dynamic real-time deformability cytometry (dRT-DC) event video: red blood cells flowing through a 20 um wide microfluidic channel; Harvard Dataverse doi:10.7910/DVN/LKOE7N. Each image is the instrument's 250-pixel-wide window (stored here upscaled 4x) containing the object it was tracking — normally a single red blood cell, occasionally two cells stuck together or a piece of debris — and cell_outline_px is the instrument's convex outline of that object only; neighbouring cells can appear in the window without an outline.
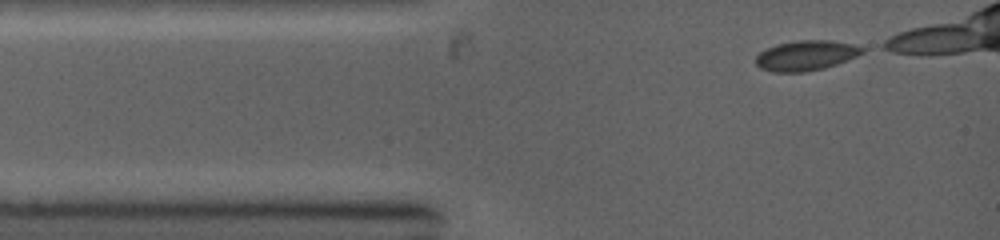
{"species": "common noctule bat (a hibernating species)", "species_latin": "Nyctalus noctula", "temperature_condition": "warm", "stored_images_in_passage": 8, "camera_frame_rate_fps": 5000, "um_per_image_px": 0.085, "animal": {"sex": "female", "body_mass_g": 19.0, "forearm_length_mm": 53.3}, "frame": {"image": 1, "passage_image": 1, "time_ms": 0.0, "image_size_px": [1000, 240], "cell_outline_px": [[864, 52], [856, 56], [836, 64], [824, 68], [804, 72], [772, 72], [760, 68], [756, 64], [756, 56], [760, 52], [776, 44], [796, 40], [832, 40], [852, 44], [864, 48]], "centroid_in_image_um": [68.49, 4.71], "position_along_channel_um": 16.5, "area_um2": 18.61}}
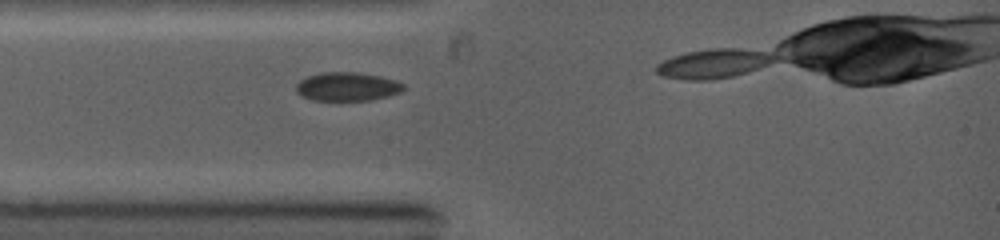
{"frame": {"image": 2, "passage_image": 5, "time_ms": 1.6, "image_size_px": [1000, 240], "cell_outline_px": [[404, 88], [400, 92], [388, 96], [372, 100], [312, 100], [300, 96], [296, 92], [296, 84], [300, 80], [308, 76], [320, 72], [356, 72], [380, 76], [396, 80], [404, 84]], "centroid_in_image_um": [29.49, 7.36], "position_along_channel_um": 55.5, "area_um2": 18.03}}